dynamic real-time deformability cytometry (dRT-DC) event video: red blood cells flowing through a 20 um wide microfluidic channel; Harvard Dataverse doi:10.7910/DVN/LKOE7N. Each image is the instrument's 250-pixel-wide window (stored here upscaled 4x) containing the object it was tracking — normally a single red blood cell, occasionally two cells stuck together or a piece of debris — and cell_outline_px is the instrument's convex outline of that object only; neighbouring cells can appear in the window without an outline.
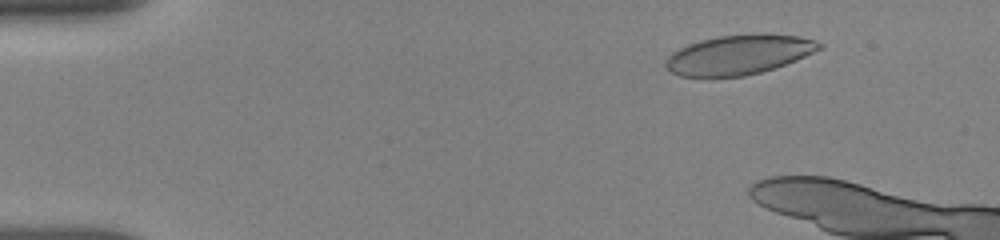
{"species": "human", "species_latin": "Homo sapiens", "temperature_condition": "room temperature", "stored_images_in_passage": 11, "camera_frame_rate_fps": 3000, "um_per_image_px": 0.085, "donor": {"sex": "female"}, "frame": {"image": 1, "passage_image": 4, "time_ms": 2.0, "image_size_px": [1000, 240], "cell_outline_px": [[824, 44], [820, 48], [796, 60], [760, 72], [744, 76], [708, 80], [680, 76], [672, 72], [664, 64], [668, 56], [672, 52], [688, 44], [700, 40], [720, 36], [756, 32], [764, 32], [800, 36], [816, 40]], "centroid_in_image_um": [62.76, 4.66], "position_along_channel_um": 22.2, "area_um2": 36.36}}